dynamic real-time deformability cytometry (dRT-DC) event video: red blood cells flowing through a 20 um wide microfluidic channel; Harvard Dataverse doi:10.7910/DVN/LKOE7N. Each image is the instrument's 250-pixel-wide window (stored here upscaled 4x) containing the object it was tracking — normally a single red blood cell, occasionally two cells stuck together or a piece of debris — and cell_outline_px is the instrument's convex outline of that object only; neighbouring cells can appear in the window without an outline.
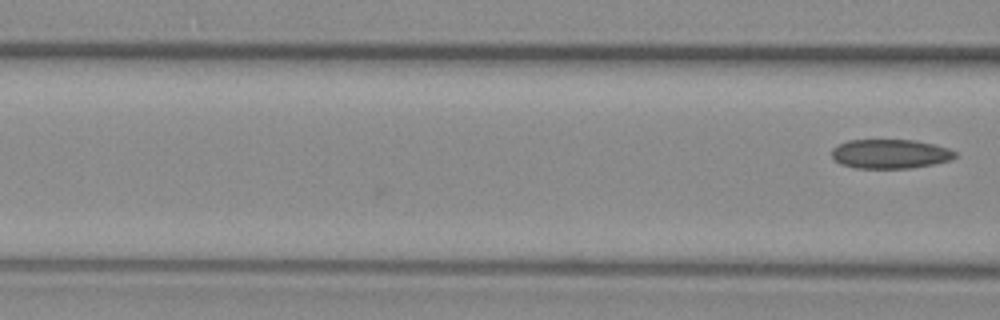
{"species": "common noctule bat (a hibernating species)", "species_latin": "Nyctalus noctula", "temperature_condition": "warm", "stored_images_in_passage": 4, "camera_frame_rate_fps": 3000, "um_per_image_px": 0.085, "animal": {"sex": "female", "body_mass_g": 29.2, "forearm_length_mm": 56.3}, "frame": {"image": 1, "passage_image": 4, "time_ms": 1.0, "image_size_px": [1000, 320], "cell_outline_px": [[956, 156], [952, 160], [912, 168], [856, 168], [840, 164], [832, 156], [832, 148], [836, 144], [848, 140], [916, 140], [948, 148], [956, 152]], "centroid_in_image_um": [75.65, 13.08], "position_along_channel_um": 91.0, "area_um2": 21.1}}